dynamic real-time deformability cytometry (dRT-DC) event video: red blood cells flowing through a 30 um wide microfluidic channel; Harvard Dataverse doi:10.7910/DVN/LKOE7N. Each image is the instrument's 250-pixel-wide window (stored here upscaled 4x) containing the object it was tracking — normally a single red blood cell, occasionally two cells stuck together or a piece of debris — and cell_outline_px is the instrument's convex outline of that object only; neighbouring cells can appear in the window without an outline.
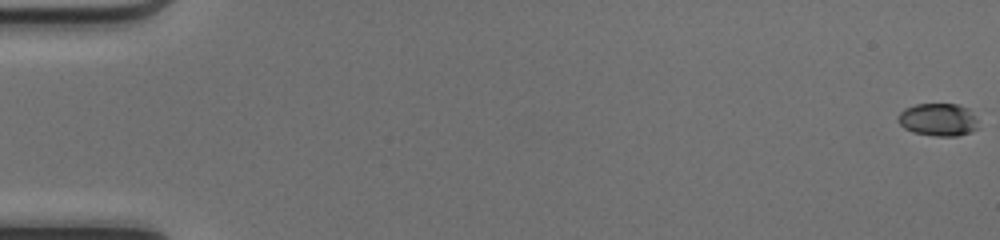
{"species": "common noctule bat (a hibernating species)", "species_latin": "Nyctalus noctula", "temperature_condition": "cold", "stored_images_in_passage": 9, "camera_frame_rate_fps": 3000, "um_per_image_px": 0.085, "animal": {"sex": "female", "body_mass_g": 17.0, "forearm_length_mm": 48.0}, "frame": {"image": 1, "passage_image": 1, "time_ms": 0.0, "image_size_px": [1000, 240], "cell_outline_px": [[980, 128], [972, 132], [956, 136], [936, 136], [912, 132], [904, 128], [896, 120], [900, 112], [904, 108], [916, 104], [956, 104], [968, 108], [976, 116]], "centroid_in_image_um": [79.77, 10.17], "position_along_channel_um": 5.2, "area_um2": 15.61}}